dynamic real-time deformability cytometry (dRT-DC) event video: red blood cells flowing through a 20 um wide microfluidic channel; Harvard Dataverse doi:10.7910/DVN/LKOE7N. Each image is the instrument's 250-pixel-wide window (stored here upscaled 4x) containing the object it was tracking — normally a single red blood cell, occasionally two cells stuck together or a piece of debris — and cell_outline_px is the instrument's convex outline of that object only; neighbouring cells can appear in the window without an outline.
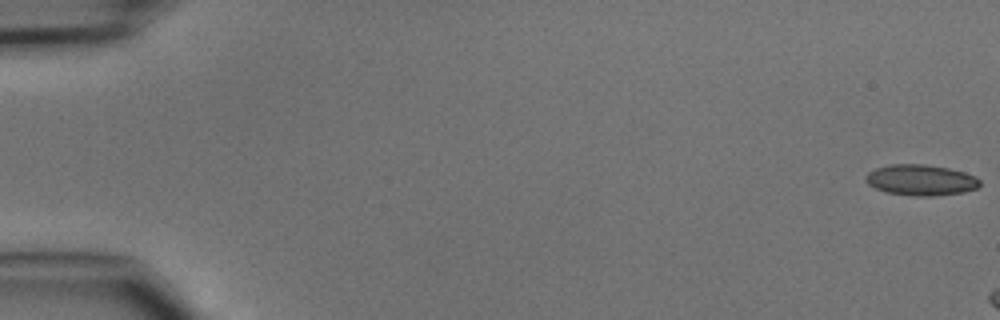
{"species": "common noctule bat (a hibernating species)", "species_latin": "Nyctalus noctula", "temperature_condition": "cold", "stored_images_in_passage": 7, "camera_frame_rate_fps": 3000, "um_per_image_px": 0.085, "animal": {"sex": "male", "body_mass_g": 15.6}, "frame": {"image": 1, "passage_image": 1, "time_ms": 0.0, "image_size_px": [1000, 320], "cell_outline_px": [[980, 184], [976, 188], [964, 192], [932, 196], [916, 196], [888, 192], [876, 188], [868, 184], [864, 180], [864, 176], [868, 172], [876, 168], [888, 164], [924, 164], [948, 168], [964, 172], [976, 176], [980, 180]], "centroid_in_image_um": [78.26, 15.29], "position_along_channel_um": 6.7, "area_um2": 20.52}}